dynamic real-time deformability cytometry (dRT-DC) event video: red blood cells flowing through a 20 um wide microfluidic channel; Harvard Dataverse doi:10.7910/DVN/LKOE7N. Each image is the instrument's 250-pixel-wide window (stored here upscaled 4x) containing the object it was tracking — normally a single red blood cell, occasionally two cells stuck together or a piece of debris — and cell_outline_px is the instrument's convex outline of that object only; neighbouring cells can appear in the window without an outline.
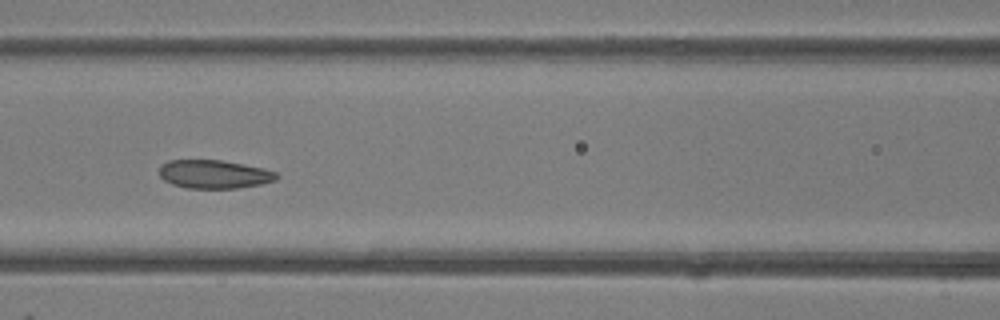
{"species": "common noctule bat (a hibernating species)", "species_latin": "Nyctalus noctula", "temperature_condition": "room temperature", "stored_images_in_passage": 29, "camera_frame_rate_fps": 3000, "um_per_image_px": 0.085, "animal": {"sex": "female"}, "frame": {"image": 1, "passage_image": 9, "time_ms": 2.667, "image_size_px": [1000, 320], "cell_outline_px": [[280, 176], [276, 180], [260, 184], [236, 188], [188, 188], [172, 184], [164, 180], [160, 176], [160, 164], [168, 160], [220, 160], [244, 164], [264, 168], [276, 172]], "centroid_in_image_um": [18.2, 14.8], "position_along_channel_um": 148.4, "area_um2": 19.48}}
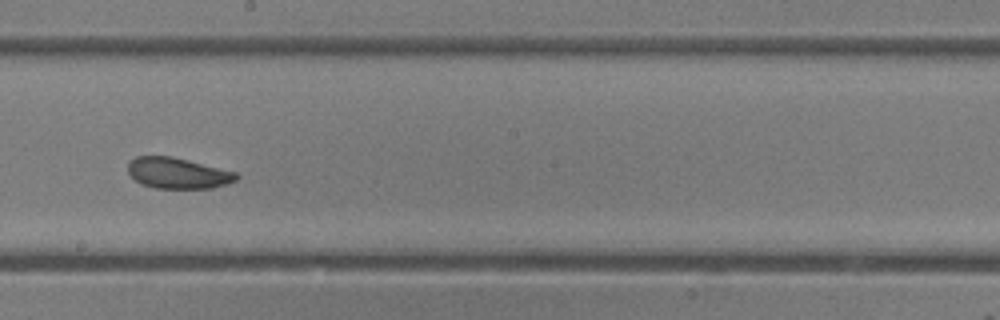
{"frame": {"image": 2, "passage_image": 15, "time_ms": 4.667, "image_size_px": [1000, 320], "cell_outline_px": [[240, 176], [236, 180], [228, 184], [212, 188], [156, 188], [140, 184], [128, 172], [128, 160], [136, 156], [172, 156], [236, 172]], "centroid_in_image_um": [15.1, 14.71], "position_along_channel_um": 233.1, "area_um2": 19.59}}
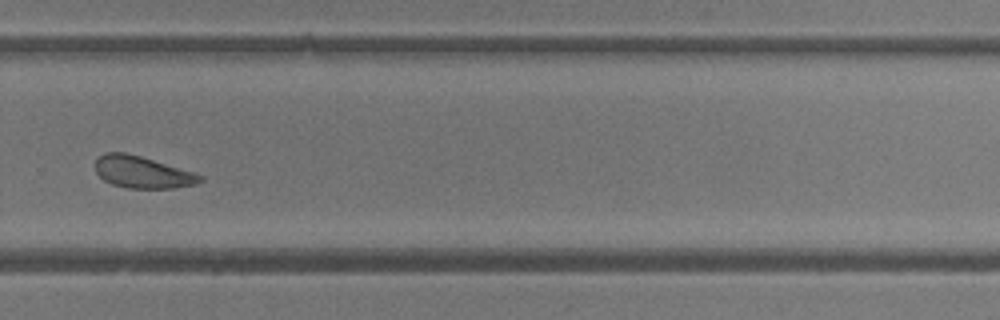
{"frame": {"image": 3, "passage_image": 21, "time_ms": 6.667, "image_size_px": [1000, 320], "cell_outline_px": [[204, 180], [196, 184], [172, 188], [128, 188], [112, 184], [104, 180], [96, 172], [96, 160], [100, 156], [108, 152], [124, 152], [140, 156], [196, 172], [204, 176]], "centroid_in_image_um": [12.15, 14.64], "position_along_channel_um": 317.6, "area_um2": 19.48}, "authors_computed_cell_mechanics": {"area_um2": 19.941, "velocity_mm_per_s": 4.2499, "shape_relaxation_time_tau1_ms": 3.9983, "shape_relaxation_time_tau2_ms": null, "deformation_change_tau1": 0.107, "deformation_change_tau2": null}}